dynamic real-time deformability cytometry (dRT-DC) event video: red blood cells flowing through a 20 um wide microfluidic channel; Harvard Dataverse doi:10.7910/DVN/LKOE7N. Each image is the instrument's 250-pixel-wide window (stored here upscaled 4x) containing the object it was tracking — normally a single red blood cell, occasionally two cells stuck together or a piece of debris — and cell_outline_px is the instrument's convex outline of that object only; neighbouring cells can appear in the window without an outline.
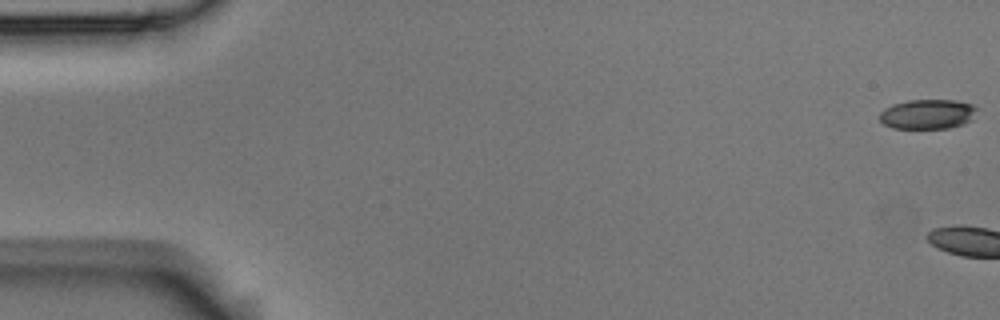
{"species": "Egyptian fruit bat (a non-hibernating species)", "species_latin": "Rousettus aegyptiacus", "temperature_condition": "room temperature", "stored_images_in_passage": 5, "camera_frame_rate_fps": 3000, "um_per_image_px": 0.085, "animal": {"sex": "male"}, "frame": {"image": 1, "passage_image": 1, "time_ms": 0.0, "image_size_px": [1000, 320], "cell_outline_px": [[976, 108], [972, 120], [964, 124], [948, 128], [892, 128], [884, 124], [880, 120], [880, 112], [884, 108], [892, 104], [908, 100], [952, 100], [972, 104]], "centroid_in_image_um": [78.82, 9.7], "position_along_channel_um": 6.2, "area_um2": 16.82}}